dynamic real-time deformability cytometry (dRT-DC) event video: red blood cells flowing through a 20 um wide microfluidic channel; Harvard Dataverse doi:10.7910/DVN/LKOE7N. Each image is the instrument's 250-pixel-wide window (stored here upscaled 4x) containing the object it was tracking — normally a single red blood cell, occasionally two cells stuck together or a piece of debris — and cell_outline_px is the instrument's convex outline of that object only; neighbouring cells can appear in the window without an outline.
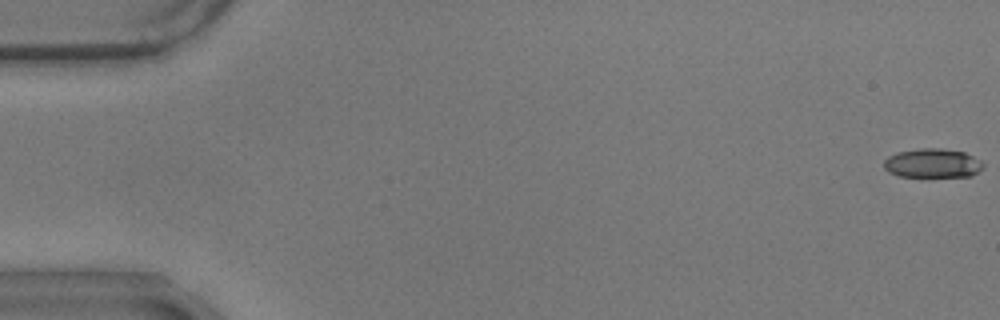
{"species": "common noctule bat (a hibernating species)", "species_latin": "Nyctalus noctula", "temperature_condition": "warm", "stored_images_in_passage": 19, "camera_frame_rate_fps": 3000, "um_per_image_px": 0.085, "animal": {"sex": "male", "body_mass_g": 17.9}, "frame": {"image": 1, "passage_image": 1, "time_ms": 0.0, "image_size_px": [1000, 320], "cell_outline_px": [[984, 168], [972, 176], [900, 176], [888, 172], [884, 168], [884, 160], [888, 156], [896, 152], [916, 148], [940, 148], [964, 152], [980, 160], [984, 164]], "centroid_in_image_um": [79.26, 13.86], "position_along_channel_um": 5.7, "area_um2": 16.94}}
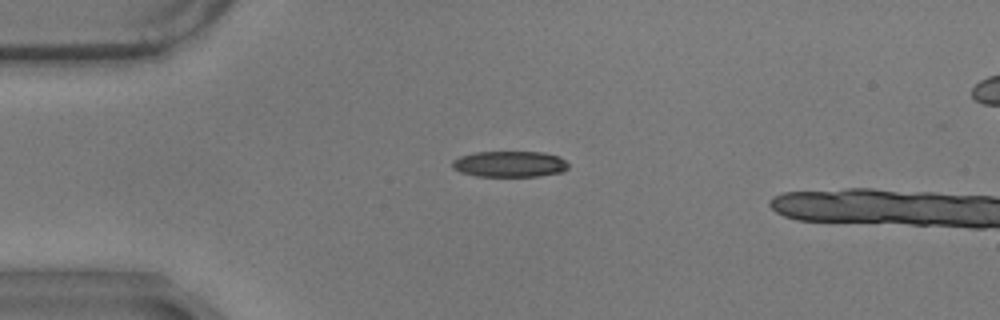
{"frame": {"image": 2, "passage_image": 15, "time_ms": 4.667, "image_size_px": [1000, 320], "cell_outline_px": [[568, 168], [564, 172], [536, 176], [476, 176], [460, 172], [452, 168], [452, 160], [460, 156], [476, 152], [544, 152], [556, 156], [564, 160], [568, 164]], "centroid_in_image_um": [43.3, 13.95], "position_along_channel_um": 41.7, "area_um2": 17.57}}